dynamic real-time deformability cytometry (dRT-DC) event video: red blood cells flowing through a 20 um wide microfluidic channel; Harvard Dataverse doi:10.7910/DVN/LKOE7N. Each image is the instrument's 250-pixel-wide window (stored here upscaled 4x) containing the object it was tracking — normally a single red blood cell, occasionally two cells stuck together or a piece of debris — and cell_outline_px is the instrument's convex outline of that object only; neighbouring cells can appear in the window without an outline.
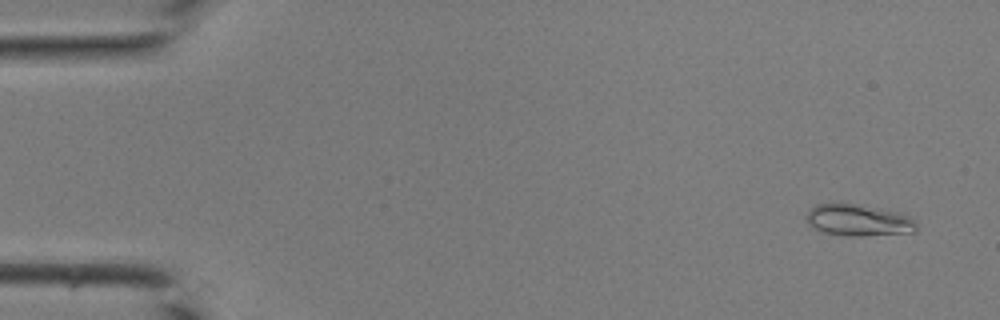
{"species": "common noctule bat (a hibernating species)", "species_latin": "Nyctalus noctula", "temperature_condition": "room temperature", "stored_images_in_passage": 43, "camera_frame_rate_fps": 3000, "um_per_image_px": 0.085, "animal": {"sex": "male", "body_mass_g": 19.0, "forearm_length_mm": 50.8}, "frame": {"image": 1, "passage_image": 3, "time_ms": 0.667, "image_size_px": [1000, 320], "cell_outline_px": [[916, 228], [912, 232], [860, 236], [844, 236], [820, 232], [812, 228], [808, 224], [808, 212], [816, 204], [840, 200], [900, 212], [908, 216], [916, 224]], "centroid_in_image_um": [72.89, 18.68], "position_along_channel_um": 12.1, "area_um2": 20.81}}
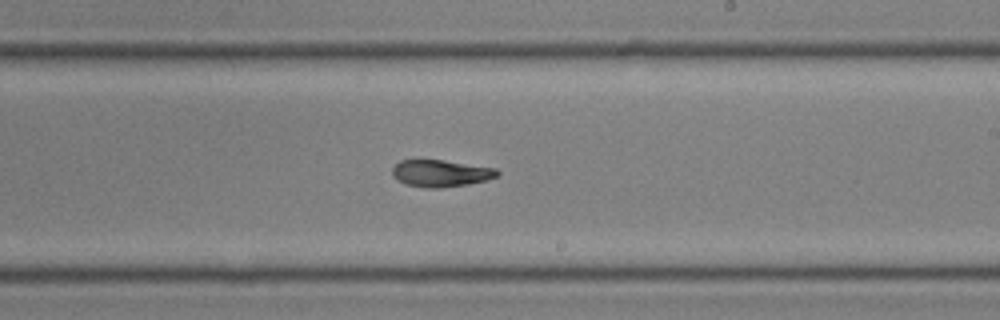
{"frame": {"image": 2, "passage_image": 26, "time_ms": 8.333, "image_size_px": [1000, 320], "cell_outline_px": [[500, 172], [496, 176], [488, 180], [468, 184], [440, 188], [428, 188], [408, 184], [396, 180], [392, 176], [392, 168], [400, 160], [444, 160], [496, 168]], "centroid_in_image_um": [37.46, 14.73], "position_along_channel_um": 251.5, "area_um2": 16.47}}
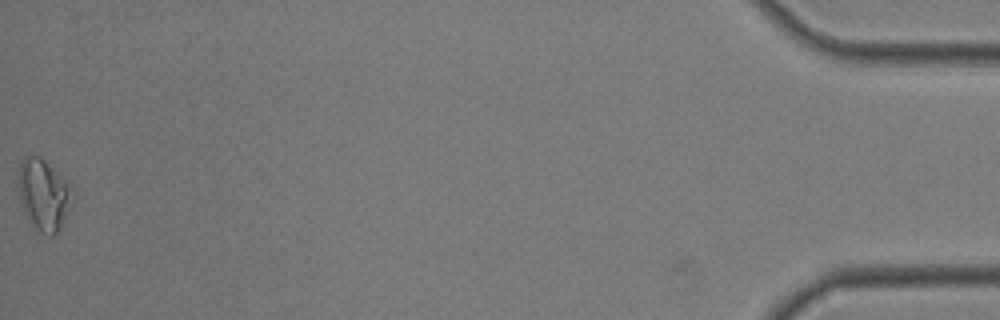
{"frame": {"image": 3, "passage_image": 43, "time_ms": 14.0, "image_size_px": [1000, 320], "cell_outline_px": [[76, 196], [60, 228], [52, 236], [48, 236], [32, 228], [20, 204], [16, 180], [20, 160], [24, 156], [40, 156], [72, 184], [76, 192]], "centroid_in_image_um": [3.71, 16.54], "position_along_channel_um": 431.5, "area_um2": 23.58}}